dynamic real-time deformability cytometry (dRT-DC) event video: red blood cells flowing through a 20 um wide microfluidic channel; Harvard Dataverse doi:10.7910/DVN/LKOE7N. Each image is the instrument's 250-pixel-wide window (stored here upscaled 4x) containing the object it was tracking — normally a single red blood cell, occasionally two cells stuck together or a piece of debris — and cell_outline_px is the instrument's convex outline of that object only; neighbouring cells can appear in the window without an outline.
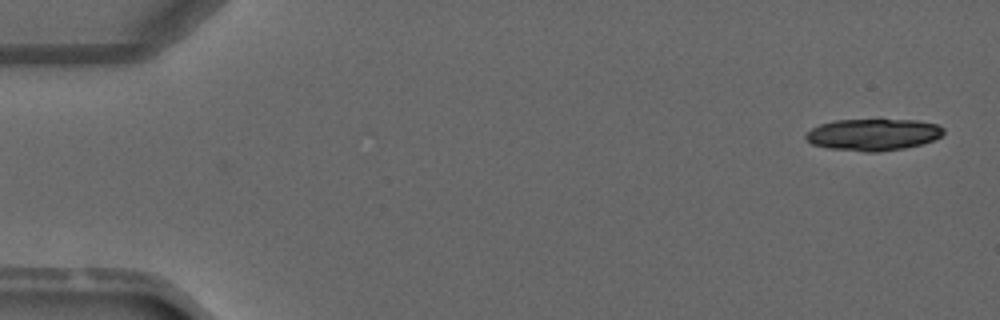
{"species": "common noctule bat (a hibernating species)", "species_latin": "Nyctalus noctula", "temperature_condition": "warm", "stored_images_in_passage": 5, "camera_frame_rate_fps": 3000, "um_per_image_px": 0.085, "animal": {"sex": "male", "forearm_length_mm": 52.5}, "frame": {"image": 1, "passage_image": 1, "time_ms": 0.0, "image_size_px": [1000, 320], "cell_outline_px": [[944, 132], [940, 136], [932, 140], [920, 144], [904, 148], [876, 152], [864, 152], [828, 148], [812, 144], [804, 136], [812, 128], [820, 124], [836, 120], [916, 120], [936, 124], [944, 128]], "centroid_in_image_um": [74.2, 11.44], "position_along_channel_um": 10.8, "area_um2": 25.26}}